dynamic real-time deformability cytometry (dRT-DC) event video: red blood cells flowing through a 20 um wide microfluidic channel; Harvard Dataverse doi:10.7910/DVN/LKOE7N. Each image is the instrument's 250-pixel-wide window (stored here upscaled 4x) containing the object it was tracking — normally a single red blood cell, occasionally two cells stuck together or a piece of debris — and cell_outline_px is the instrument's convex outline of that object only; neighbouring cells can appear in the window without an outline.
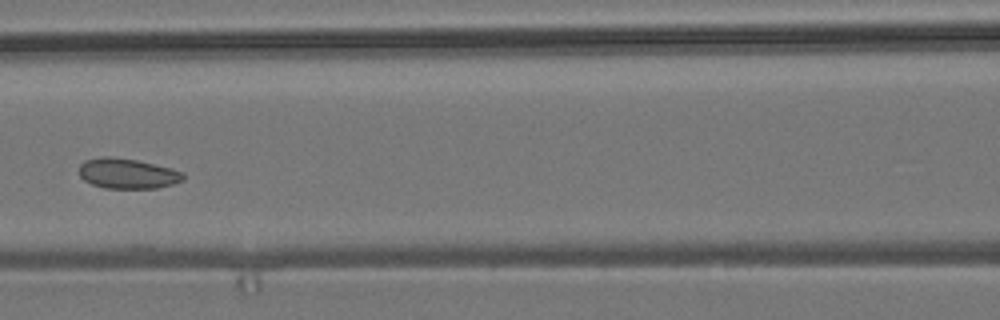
{"species": "common noctule bat (a hibernating species)", "species_latin": "Nyctalus noctula", "temperature_condition": "room temperature", "stored_images_in_passage": 6, "camera_frame_rate_fps": 3000, "um_per_image_px": 0.085, "animal": {"sex": "male", "body_mass_g": 19.2, "forearm_length_mm": 51.8}, "frame": {"image": 1, "passage_image": 6, "time_ms": 1.667, "image_size_px": [1000, 320], "cell_outline_px": [[184, 180], [172, 184], [156, 188], [104, 188], [92, 184], [84, 180], [80, 176], [80, 164], [84, 160], [104, 156], [112, 156], [136, 160], [172, 168], [184, 172]], "centroid_in_image_um": [10.84, 14.74], "position_along_channel_um": 155.8, "area_um2": 18.38}}